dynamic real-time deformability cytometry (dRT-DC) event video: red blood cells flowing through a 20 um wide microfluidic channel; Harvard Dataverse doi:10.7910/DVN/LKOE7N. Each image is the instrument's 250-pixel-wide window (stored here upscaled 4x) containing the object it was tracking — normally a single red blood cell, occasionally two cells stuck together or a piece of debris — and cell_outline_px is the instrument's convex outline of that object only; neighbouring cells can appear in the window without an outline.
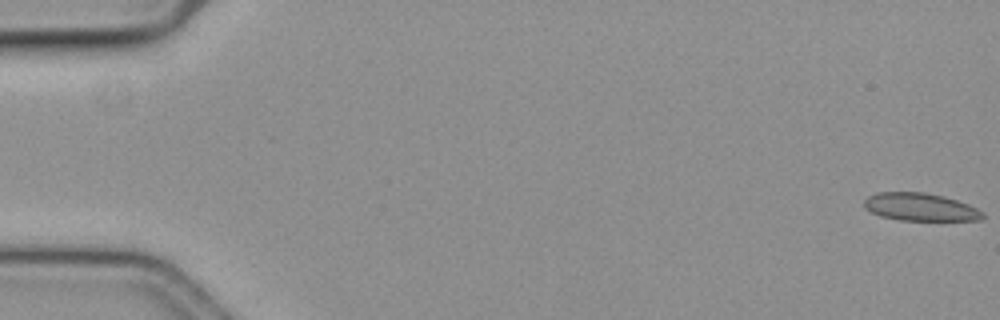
{"species": "common noctule bat (a hibernating species)", "species_latin": "Nyctalus noctula", "temperature_condition": "cold", "stored_images_in_passage": 59, "camera_frame_rate_fps": 3000, "um_per_image_px": 0.085, "animal": {"sex": "female", "body_mass_g": 19.3, "forearm_length_mm": 54.1}, "frame": {"image": 1, "passage_image": 1, "time_ms": 0.0, "image_size_px": [1000, 320], "cell_outline_px": [[984, 216], [980, 220], [900, 220], [880, 216], [864, 208], [864, 200], [868, 196], [876, 192], [924, 192], [944, 196], [968, 204], [984, 212]], "centroid_in_image_um": [78.21, 17.59], "position_along_channel_um": 6.8, "area_um2": 19.19}}
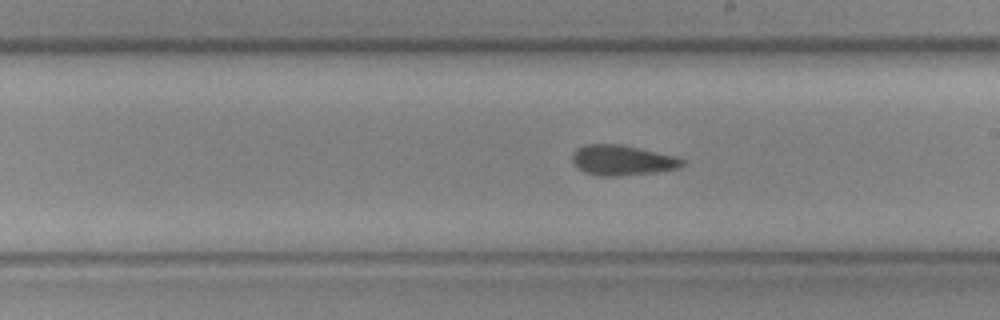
{"frame": {"image": 2, "passage_image": 34, "time_ms": 11.0, "image_size_px": [1000, 320], "cell_outline_px": [[684, 164], [676, 168], [652, 172], [616, 176], [600, 176], [584, 172], [572, 160], [572, 152], [576, 148], [584, 144], [620, 144], [672, 156], [684, 160]], "centroid_in_image_um": [52.8, 13.61], "position_along_channel_um": 236.2, "area_um2": 18.9}}
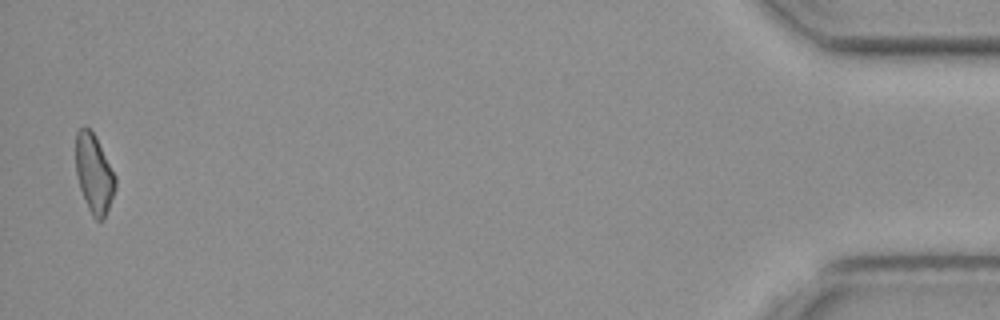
{"frame": {"image": 3, "passage_image": 58, "time_ms": 19.0, "image_size_px": [1000, 320], "cell_outline_px": [[116, 184], [104, 220], [96, 220], [92, 216], [88, 208], [80, 188], [76, 172], [76, 132], [80, 128], [88, 128], [96, 136], [116, 176]], "centroid_in_image_um": [8.0, 14.76], "position_along_channel_um": 427.2, "area_um2": 17.98}, "authors_computed_cell_mechanics": {"area_um2": 19.1318, "velocity_mm_per_s": 3.5752, "shape_relaxation_time_tau1_ms": 4.3741, "shape_relaxation_time_tau2_ms": 4.73, "deformation_change_tau1": 0.1264, "deformation_change_tau2": 0.1324}}